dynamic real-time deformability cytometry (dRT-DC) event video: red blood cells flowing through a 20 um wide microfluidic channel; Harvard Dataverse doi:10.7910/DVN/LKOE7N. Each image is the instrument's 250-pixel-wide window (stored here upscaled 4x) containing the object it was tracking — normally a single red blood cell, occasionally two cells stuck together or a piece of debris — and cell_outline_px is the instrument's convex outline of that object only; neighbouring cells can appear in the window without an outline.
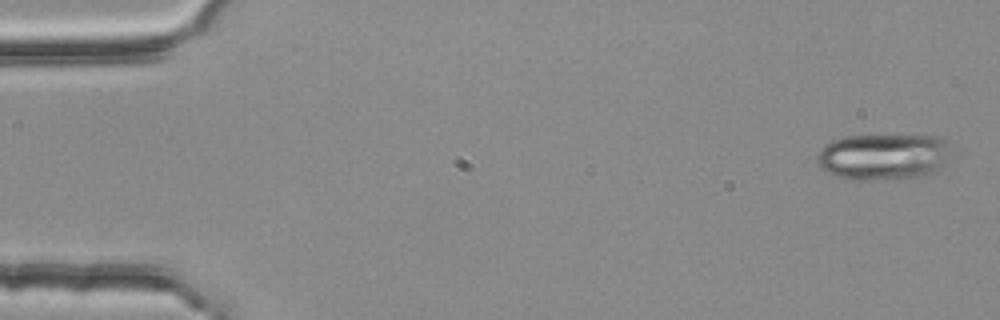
{"species": "common noctule bat (a hibernating species)", "species_latin": "Nyctalus noctula", "temperature_condition": "room temperature", "stored_images_in_passage": 6, "camera_frame_rate_fps": 3000, "um_per_image_px": 0.085, "animal": {"sex": "female", "body_mass_g": 25.1}, "frame": {"image": 1, "passage_image": 1, "time_ms": 0.0, "image_size_px": [1000, 320], "cell_outline_px": [[944, 140], [936, 172], [924, 176], [900, 180], [852, 180], [836, 176], [824, 172], [820, 168], [816, 160], [816, 156], [824, 144], [832, 140], [844, 136], [940, 136]], "centroid_in_image_um": [74.87, 13.36], "position_along_channel_um": 10.1, "area_um2": 35.55}}